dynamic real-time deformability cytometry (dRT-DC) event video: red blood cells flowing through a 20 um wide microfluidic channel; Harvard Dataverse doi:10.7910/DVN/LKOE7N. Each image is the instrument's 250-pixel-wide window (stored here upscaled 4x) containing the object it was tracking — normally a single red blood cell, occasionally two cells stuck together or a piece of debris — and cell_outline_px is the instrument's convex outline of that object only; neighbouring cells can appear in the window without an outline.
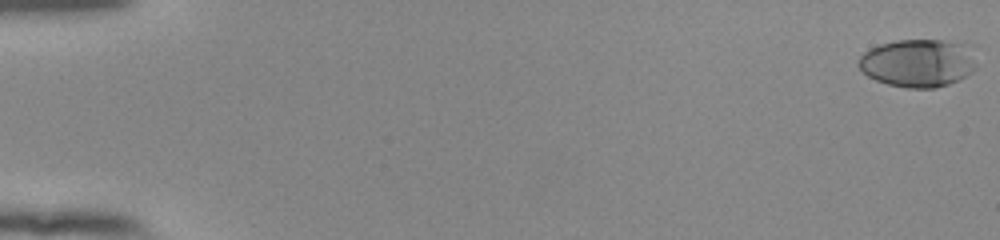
{"species": "human", "species_latin": "Homo sapiens", "temperature_condition": "room temperature", "stored_images_in_passage": 55, "camera_frame_rate_fps": 3000, "um_per_image_px": 0.085, "donor": {"sex": "female"}, "frame": {"image": 1, "passage_image": 1, "time_ms": 0.0, "image_size_px": [1000, 240], "cell_outline_px": [[976, 68], [972, 72], [948, 84], [936, 88], [908, 88], [888, 84], [876, 80], [868, 76], [856, 64], [860, 56], [864, 52], [880, 44], [896, 40], [944, 40], [972, 44], [976, 64]], "centroid_in_image_um": [78.07, 5.34], "position_along_channel_um": 6.9, "area_um2": 33.29}}
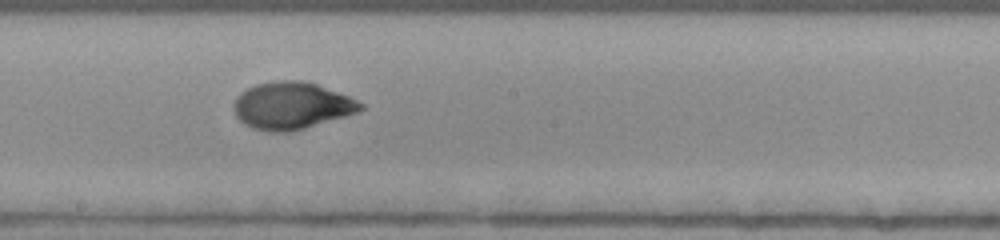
{"frame": {"image": 2, "passage_image": 32, "time_ms": 10.333, "image_size_px": [1000, 240], "cell_outline_px": [[364, 108], [356, 112], [344, 116], [304, 128], [288, 132], [272, 132], [252, 128], [244, 124], [236, 116], [232, 108], [232, 104], [236, 96], [240, 92], [256, 84], [276, 80], [304, 80], [316, 84], [348, 96], [364, 104]], "centroid_in_image_um": [24.73, 8.97], "position_along_channel_um": 223.5, "area_um2": 34.74}}
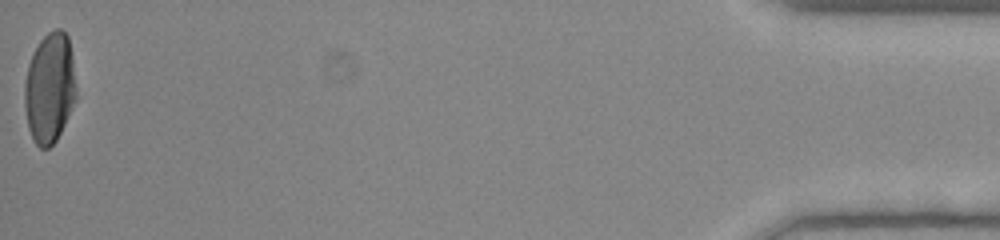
{"frame": {"image": 3, "passage_image": 55, "time_ms": 18.0, "image_size_px": [1000, 240], "cell_outline_px": [[76, 96], [64, 124], [56, 140], [48, 148], [40, 148], [32, 140], [28, 128], [24, 104], [24, 84], [28, 64], [40, 40], [48, 32], [56, 28], [60, 28], [68, 36], [72, 56], [76, 88]], "centroid_in_image_um": [4.2, 7.47], "position_along_channel_um": 431.0, "area_um2": 33.06}, "authors_computed_cell_mechanics": {"area_um2": 33.1194, "velocity_mm_per_s": 3.8727, "shape_relaxation_time_tau1_ms": 4.4736, "shape_relaxation_time_tau2_ms": 0.9078, "deformation_change_tau1": 0.2025, "deformation_change_tau2": 0.0415}}